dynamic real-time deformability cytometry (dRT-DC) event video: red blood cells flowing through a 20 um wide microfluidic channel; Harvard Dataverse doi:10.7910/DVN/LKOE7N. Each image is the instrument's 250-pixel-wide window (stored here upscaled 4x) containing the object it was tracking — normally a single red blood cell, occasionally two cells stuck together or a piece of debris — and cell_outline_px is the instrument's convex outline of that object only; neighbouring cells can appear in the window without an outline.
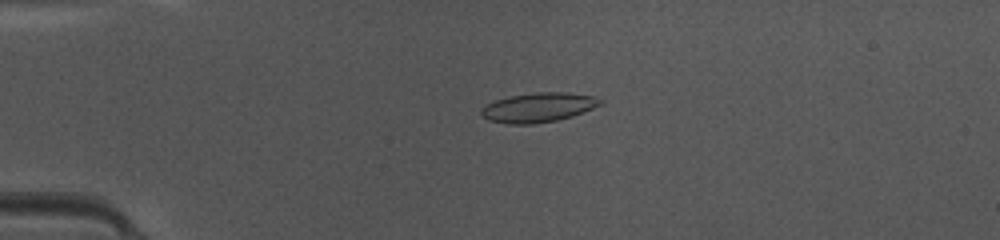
{"species": "common noctule bat (a hibernating species)", "species_latin": "Nyctalus noctula", "temperature_condition": "warm", "stored_images_in_passage": 38, "camera_frame_rate_fps": 3000, "um_per_image_px": 0.085, "animal": {"sex": "female", "body_mass_g": 10.0, "forearm_length_mm": 53.1}, "frame": {"image": 1, "passage_image": 7, "time_ms": 2.0, "image_size_px": [1000, 240], "cell_outline_px": [[604, 100], [600, 104], [592, 108], [572, 116], [556, 120], [532, 124], [508, 124], [488, 120], [480, 112], [488, 104], [496, 100], [508, 96], [536, 92], [568, 92], [596, 96]], "centroid_in_image_um": [45.79, 9.12], "position_along_channel_um": 39.2, "area_um2": 20.29}}
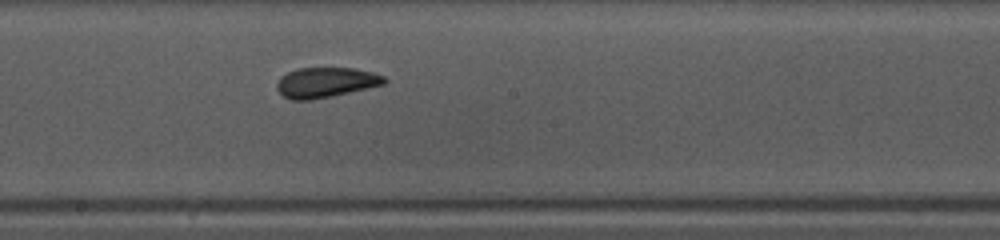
{"frame": {"image": 2, "passage_image": 22, "time_ms": 7.0, "image_size_px": [1000, 240], "cell_outline_px": [[388, 80], [384, 84], [332, 96], [312, 100], [292, 100], [284, 96], [276, 88], [276, 84], [280, 76], [296, 68], [352, 68], [372, 72], [384, 76]], "centroid_in_image_um": [27.67, 7.0], "position_along_channel_um": 220.5, "area_um2": 18.84}}
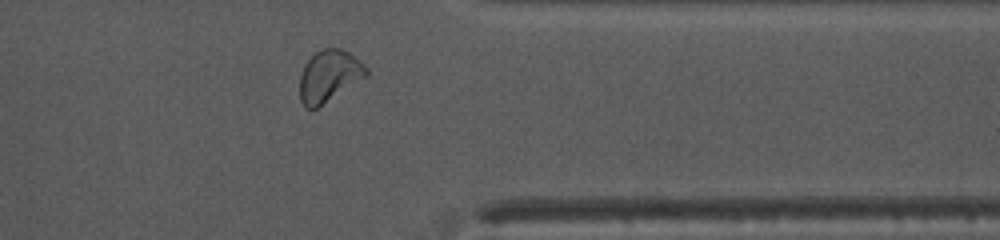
{"frame": {"image": 3, "passage_image": 34, "time_ms": 11.0, "image_size_px": [1000, 240], "cell_outline_px": [[368, 76], [316, 108], [308, 108], [300, 100], [300, 76], [304, 64], [316, 52], [324, 48], [340, 48], [348, 52], [360, 60], [368, 68]], "centroid_in_image_um": [27.99, 6.44], "position_along_channel_um": 383.4, "area_um2": 19.88}, "authors_computed_cell_mechanics": {"area_um2": 18.9295, "velocity_mm_per_s": 4.2131, "shape_relaxation_time_tau1_ms": 6.1225, "shape_relaxation_time_tau2_ms": 1.3758, "deformation_change_tau1": 0.162, "deformation_change_tau2": 0.057}}